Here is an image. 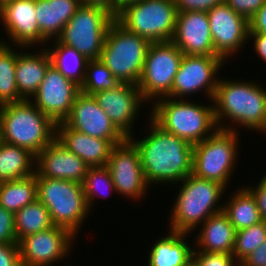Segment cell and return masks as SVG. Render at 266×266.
Here are the masks:
<instances>
[{
    "label": "cell",
    "instance_id": "cell-1",
    "mask_svg": "<svg viewBox=\"0 0 266 266\" xmlns=\"http://www.w3.org/2000/svg\"><path fill=\"white\" fill-rule=\"evenodd\" d=\"M148 135L129 139L138 148L147 183H175L192 174L193 145L158 126L151 118Z\"/></svg>",
    "mask_w": 266,
    "mask_h": 266
},
{
    "label": "cell",
    "instance_id": "cell-2",
    "mask_svg": "<svg viewBox=\"0 0 266 266\" xmlns=\"http://www.w3.org/2000/svg\"><path fill=\"white\" fill-rule=\"evenodd\" d=\"M252 82L218 80L212 102L219 129L237 130L230 124L225 126V118L231 120L232 124L236 123V126L266 132V89Z\"/></svg>",
    "mask_w": 266,
    "mask_h": 266
},
{
    "label": "cell",
    "instance_id": "cell-3",
    "mask_svg": "<svg viewBox=\"0 0 266 266\" xmlns=\"http://www.w3.org/2000/svg\"><path fill=\"white\" fill-rule=\"evenodd\" d=\"M57 124L31 100L0 106V140L37 156L56 138Z\"/></svg>",
    "mask_w": 266,
    "mask_h": 266
},
{
    "label": "cell",
    "instance_id": "cell-4",
    "mask_svg": "<svg viewBox=\"0 0 266 266\" xmlns=\"http://www.w3.org/2000/svg\"><path fill=\"white\" fill-rule=\"evenodd\" d=\"M152 104L149 118L163 130L175 134L192 145L200 143L219 129L213 104L206 106L188 102L185 98L171 99L169 97L156 100Z\"/></svg>",
    "mask_w": 266,
    "mask_h": 266
},
{
    "label": "cell",
    "instance_id": "cell-5",
    "mask_svg": "<svg viewBox=\"0 0 266 266\" xmlns=\"http://www.w3.org/2000/svg\"><path fill=\"white\" fill-rule=\"evenodd\" d=\"M181 182L183 186L180 187V191L178 190L169 218V227L171 231L190 234L211 215L223 211V205H217L226 188L217 182L201 179L193 174Z\"/></svg>",
    "mask_w": 266,
    "mask_h": 266
},
{
    "label": "cell",
    "instance_id": "cell-6",
    "mask_svg": "<svg viewBox=\"0 0 266 266\" xmlns=\"http://www.w3.org/2000/svg\"><path fill=\"white\" fill-rule=\"evenodd\" d=\"M150 42L121 26L110 25L99 60L120 83L137 85L144 68Z\"/></svg>",
    "mask_w": 266,
    "mask_h": 266
},
{
    "label": "cell",
    "instance_id": "cell-7",
    "mask_svg": "<svg viewBox=\"0 0 266 266\" xmlns=\"http://www.w3.org/2000/svg\"><path fill=\"white\" fill-rule=\"evenodd\" d=\"M36 183L37 199L48 209L53 224L77 236L81 224L91 212L82 184L45 177H36Z\"/></svg>",
    "mask_w": 266,
    "mask_h": 266
},
{
    "label": "cell",
    "instance_id": "cell-8",
    "mask_svg": "<svg viewBox=\"0 0 266 266\" xmlns=\"http://www.w3.org/2000/svg\"><path fill=\"white\" fill-rule=\"evenodd\" d=\"M177 14L174 0H140L123 7L115 20L152 43L172 40Z\"/></svg>",
    "mask_w": 266,
    "mask_h": 266
},
{
    "label": "cell",
    "instance_id": "cell-9",
    "mask_svg": "<svg viewBox=\"0 0 266 266\" xmlns=\"http://www.w3.org/2000/svg\"><path fill=\"white\" fill-rule=\"evenodd\" d=\"M238 134V130L218 129L210 137L193 145L192 174L226 188L238 159Z\"/></svg>",
    "mask_w": 266,
    "mask_h": 266
},
{
    "label": "cell",
    "instance_id": "cell-10",
    "mask_svg": "<svg viewBox=\"0 0 266 266\" xmlns=\"http://www.w3.org/2000/svg\"><path fill=\"white\" fill-rule=\"evenodd\" d=\"M115 16L101 6L82 4L57 38L88 60L99 59L107 31Z\"/></svg>",
    "mask_w": 266,
    "mask_h": 266
},
{
    "label": "cell",
    "instance_id": "cell-11",
    "mask_svg": "<svg viewBox=\"0 0 266 266\" xmlns=\"http://www.w3.org/2000/svg\"><path fill=\"white\" fill-rule=\"evenodd\" d=\"M182 58L183 53L171 40L150 43L137 84L144 101L172 98V85Z\"/></svg>",
    "mask_w": 266,
    "mask_h": 266
},
{
    "label": "cell",
    "instance_id": "cell-12",
    "mask_svg": "<svg viewBox=\"0 0 266 266\" xmlns=\"http://www.w3.org/2000/svg\"><path fill=\"white\" fill-rule=\"evenodd\" d=\"M106 167L116 193L137 201L146 194L150 185L142 169L139 150L129 138L112 148Z\"/></svg>",
    "mask_w": 266,
    "mask_h": 266
},
{
    "label": "cell",
    "instance_id": "cell-13",
    "mask_svg": "<svg viewBox=\"0 0 266 266\" xmlns=\"http://www.w3.org/2000/svg\"><path fill=\"white\" fill-rule=\"evenodd\" d=\"M223 64L225 61L219 56L183 55L174 77L172 98L184 99L202 90L212 101L219 80L217 73Z\"/></svg>",
    "mask_w": 266,
    "mask_h": 266
},
{
    "label": "cell",
    "instance_id": "cell-14",
    "mask_svg": "<svg viewBox=\"0 0 266 266\" xmlns=\"http://www.w3.org/2000/svg\"><path fill=\"white\" fill-rule=\"evenodd\" d=\"M75 236L65 228L53 226L28 235L18 242L22 266H50L69 255ZM53 263V264H52Z\"/></svg>",
    "mask_w": 266,
    "mask_h": 266
},
{
    "label": "cell",
    "instance_id": "cell-15",
    "mask_svg": "<svg viewBox=\"0 0 266 266\" xmlns=\"http://www.w3.org/2000/svg\"><path fill=\"white\" fill-rule=\"evenodd\" d=\"M80 87L63 76L52 65L30 100L56 124L63 122L70 114Z\"/></svg>",
    "mask_w": 266,
    "mask_h": 266
},
{
    "label": "cell",
    "instance_id": "cell-16",
    "mask_svg": "<svg viewBox=\"0 0 266 266\" xmlns=\"http://www.w3.org/2000/svg\"><path fill=\"white\" fill-rule=\"evenodd\" d=\"M216 54L225 62L248 42L249 21L225 2L207 12ZM240 49V50H239Z\"/></svg>",
    "mask_w": 266,
    "mask_h": 266
},
{
    "label": "cell",
    "instance_id": "cell-17",
    "mask_svg": "<svg viewBox=\"0 0 266 266\" xmlns=\"http://www.w3.org/2000/svg\"><path fill=\"white\" fill-rule=\"evenodd\" d=\"M68 127L84 134L111 140L115 145L127 138L116 128L93 95L80 92L72 105L69 116L63 121Z\"/></svg>",
    "mask_w": 266,
    "mask_h": 266
},
{
    "label": "cell",
    "instance_id": "cell-18",
    "mask_svg": "<svg viewBox=\"0 0 266 266\" xmlns=\"http://www.w3.org/2000/svg\"><path fill=\"white\" fill-rule=\"evenodd\" d=\"M116 128L126 137L134 138L131 133L135 117L139 116L141 102H144L137 85L120 83L113 89L99 91L93 94Z\"/></svg>",
    "mask_w": 266,
    "mask_h": 266
},
{
    "label": "cell",
    "instance_id": "cell-19",
    "mask_svg": "<svg viewBox=\"0 0 266 266\" xmlns=\"http://www.w3.org/2000/svg\"><path fill=\"white\" fill-rule=\"evenodd\" d=\"M35 7L36 0H14L0 8V22L9 40L15 44L13 47L26 49L32 48L33 44L44 46L48 42L38 28Z\"/></svg>",
    "mask_w": 266,
    "mask_h": 266
},
{
    "label": "cell",
    "instance_id": "cell-20",
    "mask_svg": "<svg viewBox=\"0 0 266 266\" xmlns=\"http://www.w3.org/2000/svg\"><path fill=\"white\" fill-rule=\"evenodd\" d=\"M171 41L183 55L218 56L213 46L207 12L178 13Z\"/></svg>",
    "mask_w": 266,
    "mask_h": 266
},
{
    "label": "cell",
    "instance_id": "cell-21",
    "mask_svg": "<svg viewBox=\"0 0 266 266\" xmlns=\"http://www.w3.org/2000/svg\"><path fill=\"white\" fill-rule=\"evenodd\" d=\"M36 177L64 179L82 183L89 166L56 138L37 156Z\"/></svg>",
    "mask_w": 266,
    "mask_h": 266
},
{
    "label": "cell",
    "instance_id": "cell-22",
    "mask_svg": "<svg viewBox=\"0 0 266 266\" xmlns=\"http://www.w3.org/2000/svg\"><path fill=\"white\" fill-rule=\"evenodd\" d=\"M56 139L89 167L106 166L115 146L111 140L88 136L68 127L64 122L57 124Z\"/></svg>",
    "mask_w": 266,
    "mask_h": 266
},
{
    "label": "cell",
    "instance_id": "cell-23",
    "mask_svg": "<svg viewBox=\"0 0 266 266\" xmlns=\"http://www.w3.org/2000/svg\"><path fill=\"white\" fill-rule=\"evenodd\" d=\"M40 53L19 52L16 61V85L19 95L30 100L38 90L48 68L51 66L49 54L44 47Z\"/></svg>",
    "mask_w": 266,
    "mask_h": 266
},
{
    "label": "cell",
    "instance_id": "cell-24",
    "mask_svg": "<svg viewBox=\"0 0 266 266\" xmlns=\"http://www.w3.org/2000/svg\"><path fill=\"white\" fill-rule=\"evenodd\" d=\"M193 251L233 253L236 230L227 215L221 211L211 215L201 225Z\"/></svg>",
    "mask_w": 266,
    "mask_h": 266
},
{
    "label": "cell",
    "instance_id": "cell-25",
    "mask_svg": "<svg viewBox=\"0 0 266 266\" xmlns=\"http://www.w3.org/2000/svg\"><path fill=\"white\" fill-rule=\"evenodd\" d=\"M81 5V0H36L35 12L41 34L48 41L57 39Z\"/></svg>",
    "mask_w": 266,
    "mask_h": 266
},
{
    "label": "cell",
    "instance_id": "cell-26",
    "mask_svg": "<svg viewBox=\"0 0 266 266\" xmlns=\"http://www.w3.org/2000/svg\"><path fill=\"white\" fill-rule=\"evenodd\" d=\"M188 233L171 231L158 239L149 252L148 266H182L192 258L193 248L185 239Z\"/></svg>",
    "mask_w": 266,
    "mask_h": 266
},
{
    "label": "cell",
    "instance_id": "cell-27",
    "mask_svg": "<svg viewBox=\"0 0 266 266\" xmlns=\"http://www.w3.org/2000/svg\"><path fill=\"white\" fill-rule=\"evenodd\" d=\"M34 162L36 156L27 149L0 140V182L34 175Z\"/></svg>",
    "mask_w": 266,
    "mask_h": 266
},
{
    "label": "cell",
    "instance_id": "cell-28",
    "mask_svg": "<svg viewBox=\"0 0 266 266\" xmlns=\"http://www.w3.org/2000/svg\"><path fill=\"white\" fill-rule=\"evenodd\" d=\"M53 43L54 47L49 49L46 47L51 65L67 79L81 87L88 59L75 48L62 44L58 39L53 40Z\"/></svg>",
    "mask_w": 266,
    "mask_h": 266
},
{
    "label": "cell",
    "instance_id": "cell-29",
    "mask_svg": "<svg viewBox=\"0 0 266 266\" xmlns=\"http://www.w3.org/2000/svg\"><path fill=\"white\" fill-rule=\"evenodd\" d=\"M229 199V203L223 205V212L236 231L262 222L255 198L245 187L239 188L236 193L233 192Z\"/></svg>",
    "mask_w": 266,
    "mask_h": 266
},
{
    "label": "cell",
    "instance_id": "cell-30",
    "mask_svg": "<svg viewBox=\"0 0 266 266\" xmlns=\"http://www.w3.org/2000/svg\"><path fill=\"white\" fill-rule=\"evenodd\" d=\"M37 199L36 175L1 182L0 206L12 213L18 212Z\"/></svg>",
    "mask_w": 266,
    "mask_h": 266
},
{
    "label": "cell",
    "instance_id": "cell-31",
    "mask_svg": "<svg viewBox=\"0 0 266 266\" xmlns=\"http://www.w3.org/2000/svg\"><path fill=\"white\" fill-rule=\"evenodd\" d=\"M17 241L54 226L44 204L36 199L14 214Z\"/></svg>",
    "mask_w": 266,
    "mask_h": 266
},
{
    "label": "cell",
    "instance_id": "cell-32",
    "mask_svg": "<svg viewBox=\"0 0 266 266\" xmlns=\"http://www.w3.org/2000/svg\"><path fill=\"white\" fill-rule=\"evenodd\" d=\"M7 42L0 40V106L24 100L16 85V61L18 52Z\"/></svg>",
    "mask_w": 266,
    "mask_h": 266
},
{
    "label": "cell",
    "instance_id": "cell-33",
    "mask_svg": "<svg viewBox=\"0 0 266 266\" xmlns=\"http://www.w3.org/2000/svg\"><path fill=\"white\" fill-rule=\"evenodd\" d=\"M120 82L112 75V72L99 59L88 60L85 77L80 91L87 95H93L99 91L113 89Z\"/></svg>",
    "mask_w": 266,
    "mask_h": 266
},
{
    "label": "cell",
    "instance_id": "cell-34",
    "mask_svg": "<svg viewBox=\"0 0 266 266\" xmlns=\"http://www.w3.org/2000/svg\"><path fill=\"white\" fill-rule=\"evenodd\" d=\"M266 240V222L262 221L246 229L236 231L233 255L241 263Z\"/></svg>",
    "mask_w": 266,
    "mask_h": 266
},
{
    "label": "cell",
    "instance_id": "cell-35",
    "mask_svg": "<svg viewBox=\"0 0 266 266\" xmlns=\"http://www.w3.org/2000/svg\"><path fill=\"white\" fill-rule=\"evenodd\" d=\"M81 184L89 209L93 208V202H95L94 198L98 197L99 193H102V195L105 197L103 193L105 188V190L112 189V191L115 192V186L111 178V174L106 166L89 167L87 174Z\"/></svg>",
    "mask_w": 266,
    "mask_h": 266
},
{
    "label": "cell",
    "instance_id": "cell-36",
    "mask_svg": "<svg viewBox=\"0 0 266 266\" xmlns=\"http://www.w3.org/2000/svg\"><path fill=\"white\" fill-rule=\"evenodd\" d=\"M198 266H240L232 253L193 251Z\"/></svg>",
    "mask_w": 266,
    "mask_h": 266
},
{
    "label": "cell",
    "instance_id": "cell-37",
    "mask_svg": "<svg viewBox=\"0 0 266 266\" xmlns=\"http://www.w3.org/2000/svg\"><path fill=\"white\" fill-rule=\"evenodd\" d=\"M0 243L18 244L14 213L0 206Z\"/></svg>",
    "mask_w": 266,
    "mask_h": 266
},
{
    "label": "cell",
    "instance_id": "cell-38",
    "mask_svg": "<svg viewBox=\"0 0 266 266\" xmlns=\"http://www.w3.org/2000/svg\"><path fill=\"white\" fill-rule=\"evenodd\" d=\"M237 14L244 16L248 21L264 5L266 0H224Z\"/></svg>",
    "mask_w": 266,
    "mask_h": 266
},
{
    "label": "cell",
    "instance_id": "cell-39",
    "mask_svg": "<svg viewBox=\"0 0 266 266\" xmlns=\"http://www.w3.org/2000/svg\"><path fill=\"white\" fill-rule=\"evenodd\" d=\"M222 2H224V0H174L177 13L190 11L208 12Z\"/></svg>",
    "mask_w": 266,
    "mask_h": 266
},
{
    "label": "cell",
    "instance_id": "cell-40",
    "mask_svg": "<svg viewBox=\"0 0 266 266\" xmlns=\"http://www.w3.org/2000/svg\"><path fill=\"white\" fill-rule=\"evenodd\" d=\"M0 266H22L18 244L0 243Z\"/></svg>",
    "mask_w": 266,
    "mask_h": 266
},
{
    "label": "cell",
    "instance_id": "cell-41",
    "mask_svg": "<svg viewBox=\"0 0 266 266\" xmlns=\"http://www.w3.org/2000/svg\"><path fill=\"white\" fill-rule=\"evenodd\" d=\"M255 198L262 221L266 222V174L255 187H245Z\"/></svg>",
    "mask_w": 266,
    "mask_h": 266
},
{
    "label": "cell",
    "instance_id": "cell-42",
    "mask_svg": "<svg viewBox=\"0 0 266 266\" xmlns=\"http://www.w3.org/2000/svg\"><path fill=\"white\" fill-rule=\"evenodd\" d=\"M240 266H266V240L246 257Z\"/></svg>",
    "mask_w": 266,
    "mask_h": 266
},
{
    "label": "cell",
    "instance_id": "cell-43",
    "mask_svg": "<svg viewBox=\"0 0 266 266\" xmlns=\"http://www.w3.org/2000/svg\"><path fill=\"white\" fill-rule=\"evenodd\" d=\"M248 33L266 34V2L256 12V14L249 20V32Z\"/></svg>",
    "mask_w": 266,
    "mask_h": 266
},
{
    "label": "cell",
    "instance_id": "cell-44",
    "mask_svg": "<svg viewBox=\"0 0 266 266\" xmlns=\"http://www.w3.org/2000/svg\"><path fill=\"white\" fill-rule=\"evenodd\" d=\"M252 38L254 41V49L256 53L266 62V34L262 33H248V39Z\"/></svg>",
    "mask_w": 266,
    "mask_h": 266
},
{
    "label": "cell",
    "instance_id": "cell-45",
    "mask_svg": "<svg viewBox=\"0 0 266 266\" xmlns=\"http://www.w3.org/2000/svg\"><path fill=\"white\" fill-rule=\"evenodd\" d=\"M81 2L85 5L101 6L115 16L114 0H81Z\"/></svg>",
    "mask_w": 266,
    "mask_h": 266
},
{
    "label": "cell",
    "instance_id": "cell-46",
    "mask_svg": "<svg viewBox=\"0 0 266 266\" xmlns=\"http://www.w3.org/2000/svg\"><path fill=\"white\" fill-rule=\"evenodd\" d=\"M140 0H114V4H115V15L118 13V11H120L123 7L131 4V3H135L138 2Z\"/></svg>",
    "mask_w": 266,
    "mask_h": 266
},
{
    "label": "cell",
    "instance_id": "cell-47",
    "mask_svg": "<svg viewBox=\"0 0 266 266\" xmlns=\"http://www.w3.org/2000/svg\"><path fill=\"white\" fill-rule=\"evenodd\" d=\"M182 266H198L194 258L192 257L190 260H188L184 265Z\"/></svg>",
    "mask_w": 266,
    "mask_h": 266
},
{
    "label": "cell",
    "instance_id": "cell-48",
    "mask_svg": "<svg viewBox=\"0 0 266 266\" xmlns=\"http://www.w3.org/2000/svg\"><path fill=\"white\" fill-rule=\"evenodd\" d=\"M11 1H14V0H0V8Z\"/></svg>",
    "mask_w": 266,
    "mask_h": 266
}]
</instances>
